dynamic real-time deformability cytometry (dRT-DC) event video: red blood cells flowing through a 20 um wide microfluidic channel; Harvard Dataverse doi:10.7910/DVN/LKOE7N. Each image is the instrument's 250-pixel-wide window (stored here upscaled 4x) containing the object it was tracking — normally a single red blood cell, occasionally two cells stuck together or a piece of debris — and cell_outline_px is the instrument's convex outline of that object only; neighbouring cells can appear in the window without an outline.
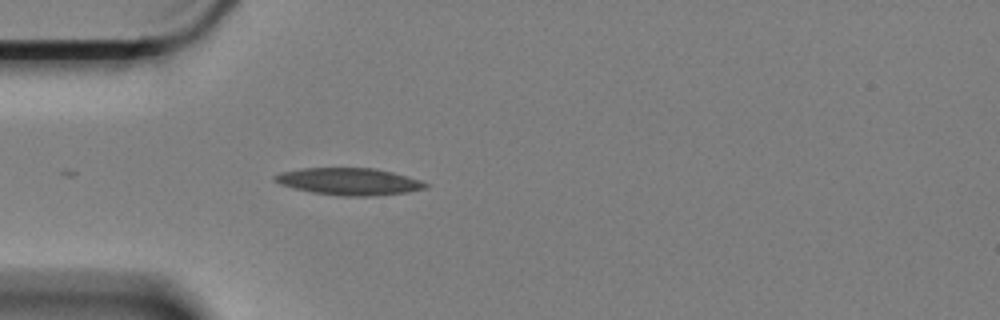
{"species": "Egyptian fruit bat (a non-hibernating species)", "species_latin": "Rousettus aegyptiacus", "temperature_condition": "cold", "stored_images_in_passage": 13, "camera_frame_rate_fps": 3000, "um_per_image_px": 0.085, "animal": {"sex": "female"}, "frame": {"image": 1, "passage_image": 9, "time_ms": 2.667, "image_size_px": [1000, 320], "cell_outline_px": [[428, 188], [404, 192], [368, 196], [340, 196], [312, 192], [280, 184], [272, 180], [272, 176], [280, 172], [304, 168], [376, 168], [392, 172], [420, 180], [428, 184]], "centroid_in_image_um": [29.64, 15.42], "position_along_channel_um": 55.4, "area_um2": 23.58}}